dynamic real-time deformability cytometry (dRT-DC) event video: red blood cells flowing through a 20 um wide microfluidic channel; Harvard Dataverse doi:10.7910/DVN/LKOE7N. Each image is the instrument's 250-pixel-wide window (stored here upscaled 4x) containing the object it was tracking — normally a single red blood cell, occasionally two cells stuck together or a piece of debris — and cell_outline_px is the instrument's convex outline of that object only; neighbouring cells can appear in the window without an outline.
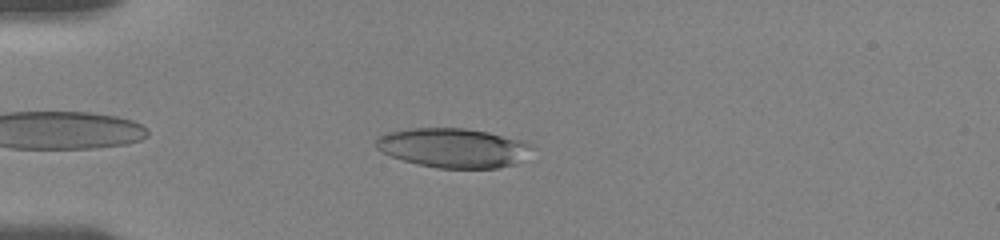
{"species": "human", "species_latin": "Homo sapiens", "temperature_condition": "room temperature", "stored_images_in_passage": 22, "camera_frame_rate_fps": 3000, "um_per_image_px": 0.085, "donor": {"sex": "female"}, "frame": {"image": 1, "passage_image": 10, "time_ms": 2.0, "image_size_px": [1000, 240], "cell_outline_px": [[532, 144], [516, 164], [496, 168], [436, 168], [416, 164], [380, 152], [376, 148], [376, 136], [388, 132], [408, 128], [464, 128], [488, 132]], "centroid_in_image_um": [38.41, 12.56], "position_along_channel_um": 46.6, "area_um2": 35.43}}
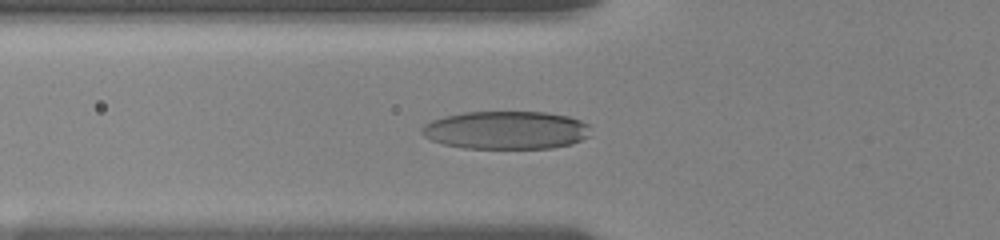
{"frame": {"image": 2, "passage_image": 16, "time_ms": 3.667, "image_size_px": [1000, 240], "cell_outline_px": [[592, 136], [572, 144], [552, 148], [464, 148], [444, 144], [432, 140], [424, 136], [420, 132], [420, 128], [424, 124], [432, 120], [444, 116], [464, 112], [544, 112], [568, 116], [580, 120], [588, 124]], "centroid_in_image_um": [43.04, 11.06], "position_along_channel_um": 82.8, "area_um2": 37.74}}